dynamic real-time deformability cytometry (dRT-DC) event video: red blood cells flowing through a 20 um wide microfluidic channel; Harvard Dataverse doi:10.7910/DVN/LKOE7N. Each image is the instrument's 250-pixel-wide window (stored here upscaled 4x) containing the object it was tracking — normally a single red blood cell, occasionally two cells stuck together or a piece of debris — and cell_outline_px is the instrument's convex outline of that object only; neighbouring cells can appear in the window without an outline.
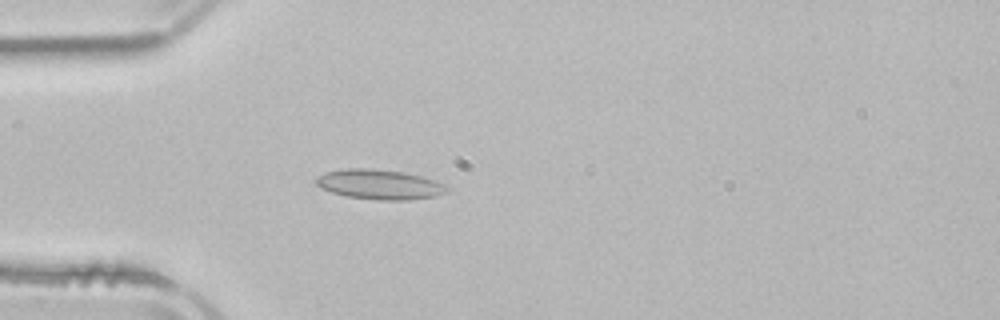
{"species": "common noctule bat (a hibernating species)", "species_latin": "Nyctalus noctula", "temperature_condition": "room temperature", "stored_images_in_passage": 3, "camera_frame_rate_fps": 3000, "um_per_image_px": 0.085, "animal": {"sex": "male", "body_mass_g": 21.5, "forearm_length_mm": 52.0}, "frame": {"image": 1, "passage_image": 3, "time_ms": 3.0, "image_size_px": [1000, 320], "cell_outline_px": [[448, 188], [444, 192], [436, 196], [408, 200], [380, 200], [348, 196], [332, 192], [320, 188], [316, 184], [316, 176], [328, 172], [348, 168], [368, 168], [404, 172], [420, 176], [448, 184]], "centroid_in_image_um": [32.27, 15.67], "position_along_channel_um": 52.7, "area_um2": 22.6}}